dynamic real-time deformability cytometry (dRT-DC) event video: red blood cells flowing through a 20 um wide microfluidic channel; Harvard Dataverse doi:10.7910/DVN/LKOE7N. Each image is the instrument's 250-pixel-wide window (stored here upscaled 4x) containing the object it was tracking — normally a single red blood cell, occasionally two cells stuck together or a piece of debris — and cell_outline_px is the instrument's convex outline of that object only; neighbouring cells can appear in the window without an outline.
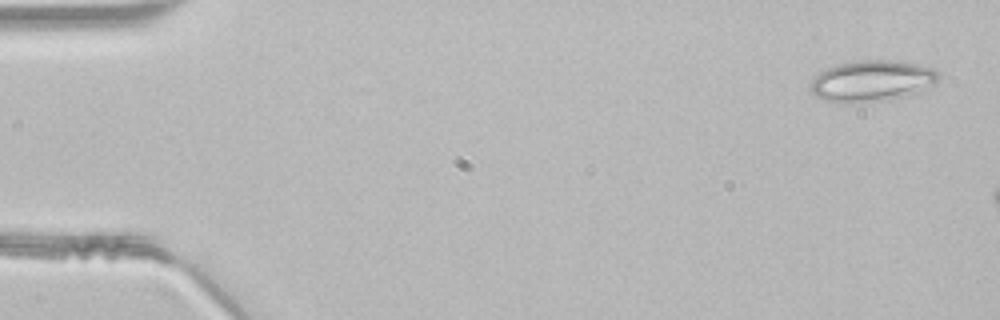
{"species": "common noctule bat (a hibernating species)", "species_latin": "Nyctalus noctula", "temperature_condition": "room temperature", "stored_images_in_passage": 10, "camera_frame_rate_fps": 3000, "um_per_image_px": 0.085, "animal": {"sex": "male", "body_mass_g": 21.5, "forearm_length_mm": 52.0}, "frame": {"image": 1, "passage_image": 2, "time_ms": 0.333, "image_size_px": [1000, 320], "cell_outline_px": [[936, 80], [932, 84], [920, 92], [908, 96], [884, 100], [848, 104], [824, 100], [816, 96], [808, 88], [808, 84], [820, 72], [828, 68], [840, 64], [864, 60], [900, 60], [920, 64], [932, 68], [936, 72]], "centroid_in_image_um": [74.08, 6.89], "position_along_channel_um": 10.9, "area_um2": 30.75}}